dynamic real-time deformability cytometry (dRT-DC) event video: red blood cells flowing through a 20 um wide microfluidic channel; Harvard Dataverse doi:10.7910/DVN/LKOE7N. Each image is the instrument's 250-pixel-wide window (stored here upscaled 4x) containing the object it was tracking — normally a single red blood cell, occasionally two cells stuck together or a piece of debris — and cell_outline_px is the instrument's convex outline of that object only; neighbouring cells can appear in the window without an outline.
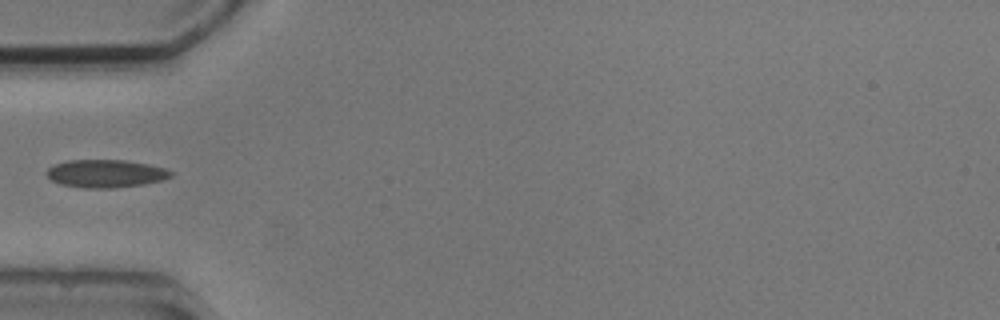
{"species": "common noctule bat (a hibernating species)", "species_latin": "Nyctalus noctula", "temperature_condition": "cold", "stored_images_in_passage": 4, "camera_frame_rate_fps": 3000, "um_per_image_px": 0.085, "animal": {"sex": "male", "body_mass_g": 20.5, "forearm_length_mm": 52.5}, "frame": {"image": 1, "passage_image": 4, "time_ms": 4.333, "image_size_px": [1000, 320], "cell_outline_px": [[172, 176], [160, 180], [144, 184], [116, 188], [84, 188], [60, 184], [52, 180], [48, 176], [48, 168], [56, 164], [68, 160], [124, 160], [148, 164], [164, 168], [172, 172]], "centroid_in_image_um": [8.99, 14.76], "position_along_channel_um": 76.0, "area_um2": 20.0}}